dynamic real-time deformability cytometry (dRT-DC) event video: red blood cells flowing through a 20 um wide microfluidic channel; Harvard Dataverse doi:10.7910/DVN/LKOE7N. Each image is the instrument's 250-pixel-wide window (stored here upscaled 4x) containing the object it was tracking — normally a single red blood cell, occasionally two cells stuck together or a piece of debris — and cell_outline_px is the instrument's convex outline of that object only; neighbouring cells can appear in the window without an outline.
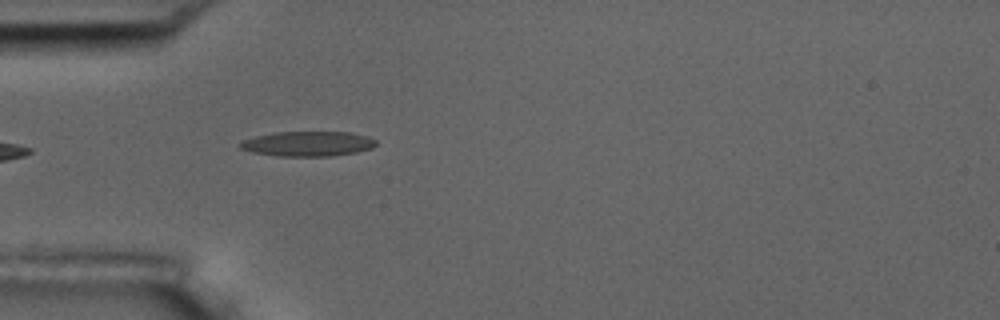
{"species": "common noctule bat (a hibernating species)", "species_latin": "Nyctalus noctula", "temperature_condition": "room temperature", "stored_images_in_passage": 4, "camera_frame_rate_fps": 3000, "um_per_image_px": 0.085, "animal": {"sex": "male", "body_mass_g": 17.5, "forearm_length_mm": 52.3}, "frame": {"image": 1, "passage_image": 4, "time_ms": 1.0, "image_size_px": [1000, 320], "cell_outline_px": [[376, 144], [372, 148], [356, 152], [328, 156], [280, 156], [252, 152], [240, 148], [236, 144], [244, 140], [256, 136], [272, 132], [348, 132], [368, 136], [376, 140]], "centroid_in_image_um": [26.15, 12.21], "position_along_channel_um": 58.9, "area_um2": 19.71}}